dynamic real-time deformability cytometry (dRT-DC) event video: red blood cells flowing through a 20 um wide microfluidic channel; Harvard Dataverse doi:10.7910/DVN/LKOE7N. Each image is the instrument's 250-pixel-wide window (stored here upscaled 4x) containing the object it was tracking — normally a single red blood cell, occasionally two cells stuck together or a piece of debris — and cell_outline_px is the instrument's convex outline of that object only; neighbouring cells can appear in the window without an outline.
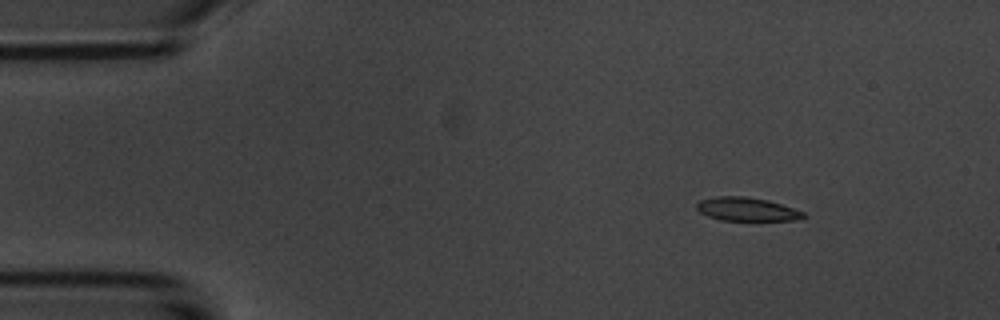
{"species": "common noctule bat (a hibernating species)", "species_latin": "Nyctalus noctula", "temperature_condition": "room temperature", "stored_images_in_passage": 5, "camera_frame_rate_fps": 3000, "um_per_image_px": 0.085, "animal": {"sex": "male", "body_mass_g": 20.1, "forearm_length_mm": 53.5}, "frame": {"image": 1, "passage_image": 2, "time_ms": 1.333, "image_size_px": [1000, 320], "cell_outline_px": [[804, 216], [792, 220], [720, 220], [708, 216], [700, 212], [696, 208], [696, 204], [700, 200], [716, 196], [744, 196], [768, 200], [804, 212]], "centroid_in_image_um": [63.41, 17.77], "position_along_channel_um": 21.6, "area_um2": 14.39}}
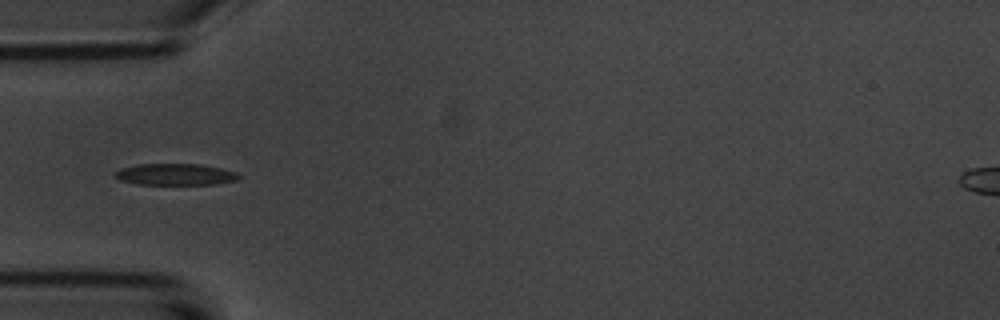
{"frame": {"image": 2, "passage_image": 5, "time_ms": 4.667, "image_size_px": [1000, 320], "cell_outline_px": [[240, 176], [236, 180], [216, 184], [140, 184], [120, 180], [116, 176], [116, 172], [120, 168], [136, 164], [200, 164], [220, 168], [236, 172]], "centroid_in_image_um": [14.91, 14.82], "position_along_channel_um": 70.1, "area_um2": 15.32}}